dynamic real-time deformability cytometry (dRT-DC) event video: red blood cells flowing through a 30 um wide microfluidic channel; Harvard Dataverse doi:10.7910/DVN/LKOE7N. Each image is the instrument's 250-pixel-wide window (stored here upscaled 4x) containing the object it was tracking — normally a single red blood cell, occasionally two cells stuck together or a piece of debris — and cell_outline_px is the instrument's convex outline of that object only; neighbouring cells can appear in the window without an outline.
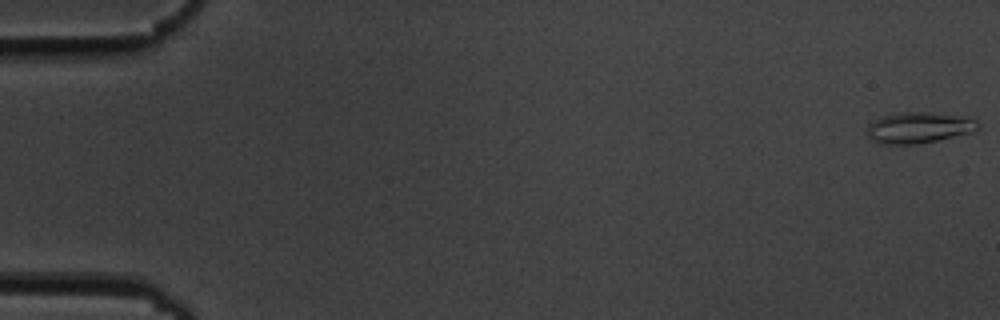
{"species": "common noctule bat (a hibernating species)", "species_latin": "Nyctalus noctula", "temperature_condition": "cold", "stored_images_in_passage": 11, "segment_of_instrument_passage": [1, 2], "camera_frame_rate_fps": 3000, "um_per_image_px": 0.085, "animal": {"sex": "male", "body_mass_g": 19.5, "forearm_length_mm": 54.6}, "frame": {"image": 1, "passage_image": 1, "time_ms": 0.0, "image_size_px": [1000, 320], "cell_outline_px": [[976, 128], [972, 132], [936, 140], [916, 144], [880, 144], [872, 140], [868, 136], [868, 124], [872, 120], [884, 116], [904, 112], [932, 112], [964, 116], [976, 120]], "centroid_in_image_um": [78.05, 10.84], "position_along_channel_um": 6.9, "area_um2": 19.83}}